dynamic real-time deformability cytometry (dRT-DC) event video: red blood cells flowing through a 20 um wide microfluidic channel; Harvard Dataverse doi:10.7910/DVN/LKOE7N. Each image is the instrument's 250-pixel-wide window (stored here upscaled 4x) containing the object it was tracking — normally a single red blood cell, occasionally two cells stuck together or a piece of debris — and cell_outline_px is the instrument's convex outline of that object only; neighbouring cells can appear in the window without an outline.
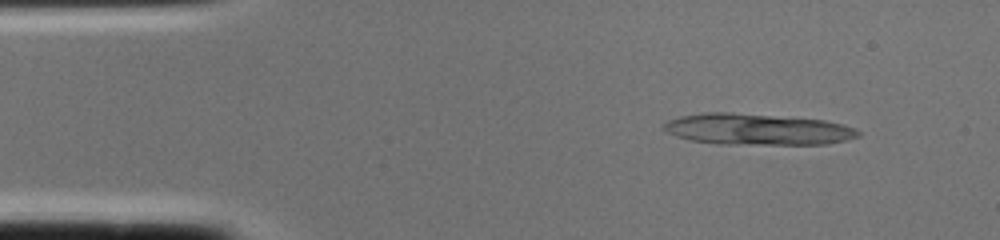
{"species": "common noctule bat (a hibernating species)", "species_latin": "Nyctalus noctula", "temperature_condition": "cold", "stored_images_in_passage": 1, "camera_frame_rate_fps": 3000, "um_per_image_px": 0.085, "animal": {"sex": "female", "body_mass_g": 22.0, "forearm_length_mm": 56.7}, "frame": {"image": 1, "passage_image": 1, "time_ms": 0.0, "image_size_px": [1000, 240], "cell_outline_px": [[860, 136], [848, 140], [828, 144], [716, 144], [688, 140], [676, 136], [660, 128], [668, 120], [680, 116], [704, 112], [728, 112], [824, 120], [856, 128], [860, 132]], "centroid_in_image_um": [64.34, 11.0], "position_along_channel_um": 20.7, "area_um2": 35.49}}